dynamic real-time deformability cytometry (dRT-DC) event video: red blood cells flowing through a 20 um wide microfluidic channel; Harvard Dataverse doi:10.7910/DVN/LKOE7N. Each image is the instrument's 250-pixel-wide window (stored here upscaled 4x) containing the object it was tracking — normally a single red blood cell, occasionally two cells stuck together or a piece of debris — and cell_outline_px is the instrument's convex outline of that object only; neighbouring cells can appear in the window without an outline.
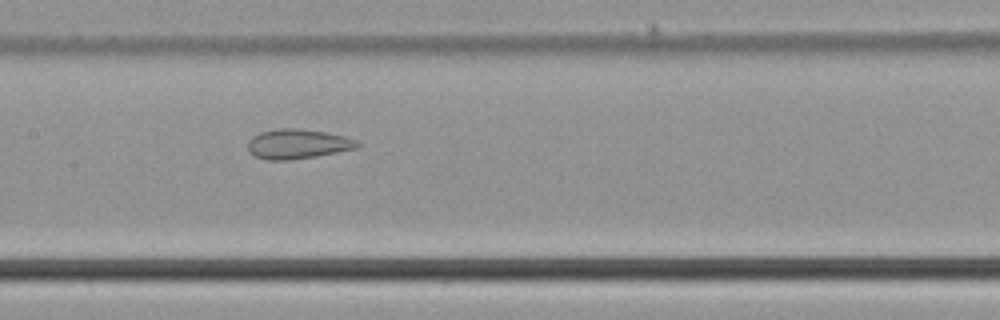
{"species": "common noctule bat (a hibernating species)", "species_latin": "Nyctalus noctula", "temperature_condition": "cold", "stored_images_in_passage": 29, "camera_frame_rate_fps": 3000, "um_per_image_px": 0.085, "animal": {"sex": "male", "body_mass_g": 21.5, "forearm_length_mm": 52.0}, "frame": {"image": 1, "passage_image": 10, "time_ms": 3.0, "image_size_px": [1000, 320], "cell_outline_px": [[360, 144], [356, 148], [316, 156], [288, 160], [268, 160], [256, 156], [248, 152], [248, 140], [252, 136], [260, 132], [276, 128], [296, 128], [324, 132], [344, 136], [356, 140]], "centroid_in_image_um": [25.25, 12.23], "position_along_channel_um": 182.2, "area_um2": 18.84}}
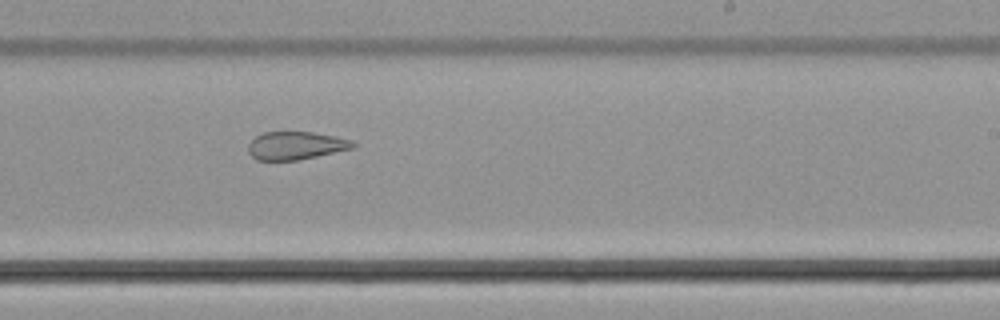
{"frame": {"image": 2, "passage_image": 16, "time_ms": 5.0, "image_size_px": [1000, 320], "cell_outline_px": [[356, 148], [300, 160], [256, 160], [248, 152], [248, 144], [256, 136], [264, 132], [312, 132], [336, 136], [352, 140], [356, 144]], "centroid_in_image_um": [25.18, 12.38], "position_along_channel_um": 263.8, "area_um2": 17.28}}
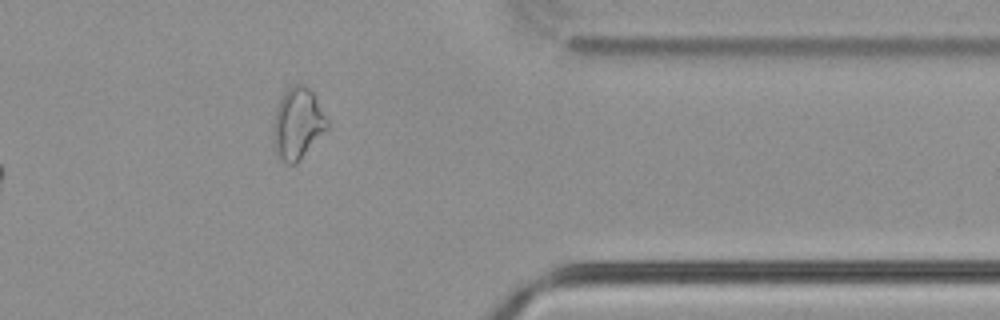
{"frame": {"image": 3, "passage_image": 26, "time_ms": 8.333, "image_size_px": [1000, 320], "cell_outline_px": [[332, 124], [300, 160], [296, 164], [288, 164], [280, 160], [276, 156], [272, 144], [272, 128], [276, 108], [284, 92], [288, 88], [296, 84], [304, 84], [316, 96]], "centroid_in_image_um": [25.31, 10.53], "position_along_channel_um": 386.1, "area_um2": 23.12}}